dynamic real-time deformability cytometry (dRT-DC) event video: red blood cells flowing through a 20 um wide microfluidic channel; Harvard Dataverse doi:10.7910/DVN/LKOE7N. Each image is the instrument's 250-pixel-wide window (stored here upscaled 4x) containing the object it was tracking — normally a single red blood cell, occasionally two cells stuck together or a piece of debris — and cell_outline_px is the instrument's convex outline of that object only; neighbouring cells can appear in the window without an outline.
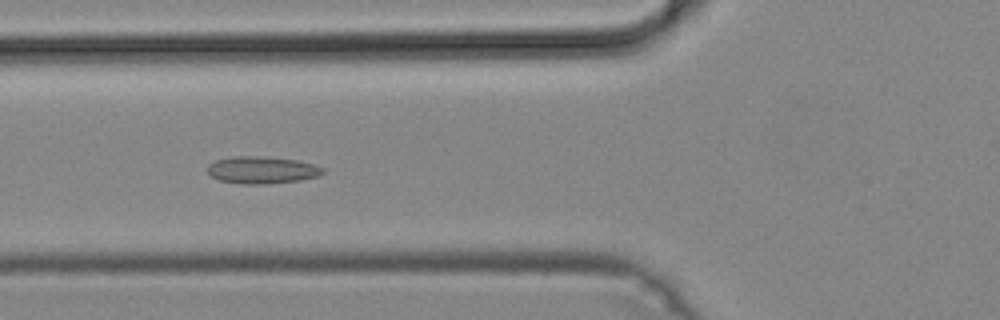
{"species": "common noctule bat (a hibernating species)", "species_latin": "Nyctalus noctula", "temperature_condition": "cold", "stored_images_in_passage": 39, "camera_frame_rate_fps": 3000, "um_per_image_px": 0.085, "animal": {"sex": "male", "body_mass_g": 19.2, "forearm_length_mm": 51.8}, "frame": {"image": 1, "passage_image": 10, "time_ms": 3.0, "image_size_px": [1000, 320], "cell_outline_px": [[324, 172], [320, 176], [300, 180], [264, 184], [244, 184], [220, 180], [212, 176], [208, 172], [208, 164], [216, 160], [232, 156], [268, 156], [296, 160], [316, 164], [324, 168]], "centroid_in_image_um": [22.3, 14.44], "position_along_channel_um": 103.5, "area_um2": 18.38}}
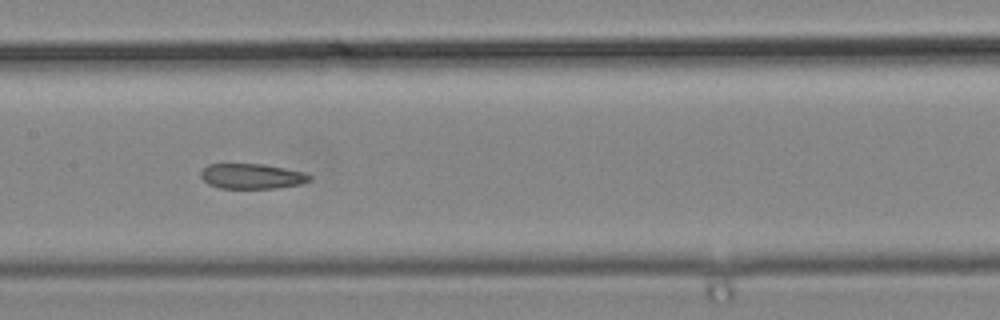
{"frame": {"image": 2, "passage_image": 16, "time_ms": 5.0, "image_size_px": [1000, 320], "cell_outline_px": [[312, 180], [300, 184], [276, 188], [220, 188], [208, 184], [200, 176], [200, 172], [208, 164], [264, 164], [304, 172], [312, 176]], "centroid_in_image_um": [21.41, 14.98], "position_along_channel_um": 186.0, "area_um2": 15.95}}
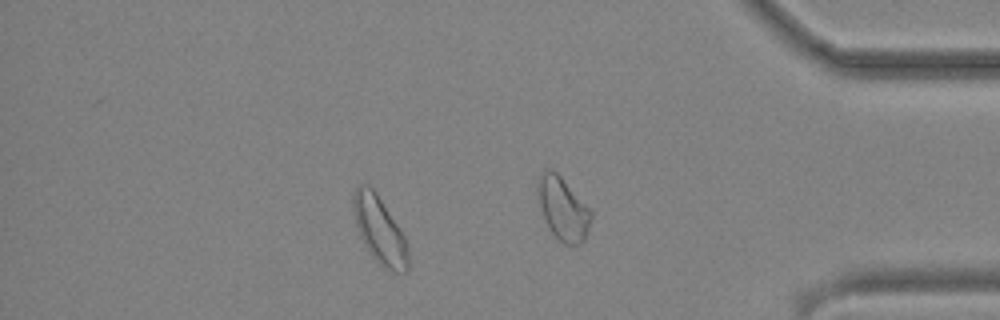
{"frame": {"image": 3, "passage_image": 32, "time_ms": 10.333, "image_size_px": [1000, 320], "cell_outline_px": [[408, 272], [392, 272], [380, 264], [368, 252], [356, 228], [352, 212], [352, 192], [360, 184], [368, 184], [376, 192], [404, 236], [408, 252]], "centroid_in_image_um": [32.22, 19.54], "position_along_channel_um": 403.0, "area_um2": 21.5}}